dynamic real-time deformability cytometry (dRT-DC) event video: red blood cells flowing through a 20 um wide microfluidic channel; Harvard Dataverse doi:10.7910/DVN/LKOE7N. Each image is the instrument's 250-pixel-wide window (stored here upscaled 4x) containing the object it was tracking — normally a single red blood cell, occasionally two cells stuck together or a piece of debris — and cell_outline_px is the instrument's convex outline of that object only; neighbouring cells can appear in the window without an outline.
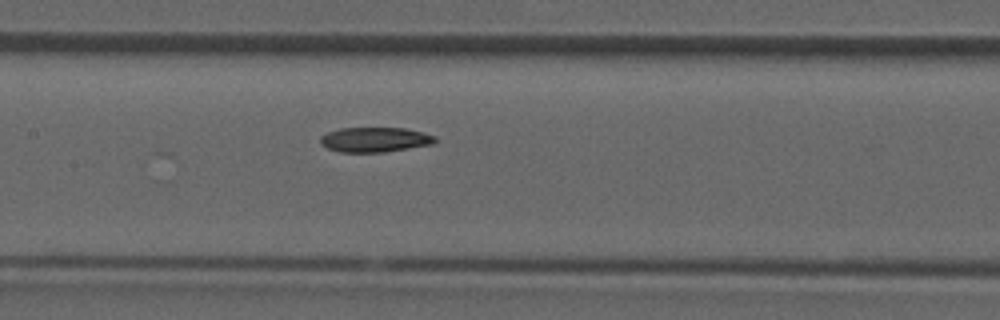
{"species": "common noctule bat (a hibernating species)", "species_latin": "Nyctalus noctula", "temperature_condition": "room temperature", "stored_images_in_passage": 10, "camera_frame_rate_fps": 3000, "um_per_image_px": 0.085, "animal": {"sex": "male", "forearm_length_mm": 52.5}, "frame": {"image": 1, "passage_image": 10, "time_ms": 3.0, "image_size_px": [1000, 320], "cell_outline_px": [[436, 140], [432, 144], [384, 152], [340, 152], [328, 148], [320, 144], [320, 136], [328, 132], [340, 128], [404, 128], [424, 132], [436, 136]], "centroid_in_image_um": [31.85, 11.86], "position_along_channel_um": 175.5, "area_um2": 16.59}}